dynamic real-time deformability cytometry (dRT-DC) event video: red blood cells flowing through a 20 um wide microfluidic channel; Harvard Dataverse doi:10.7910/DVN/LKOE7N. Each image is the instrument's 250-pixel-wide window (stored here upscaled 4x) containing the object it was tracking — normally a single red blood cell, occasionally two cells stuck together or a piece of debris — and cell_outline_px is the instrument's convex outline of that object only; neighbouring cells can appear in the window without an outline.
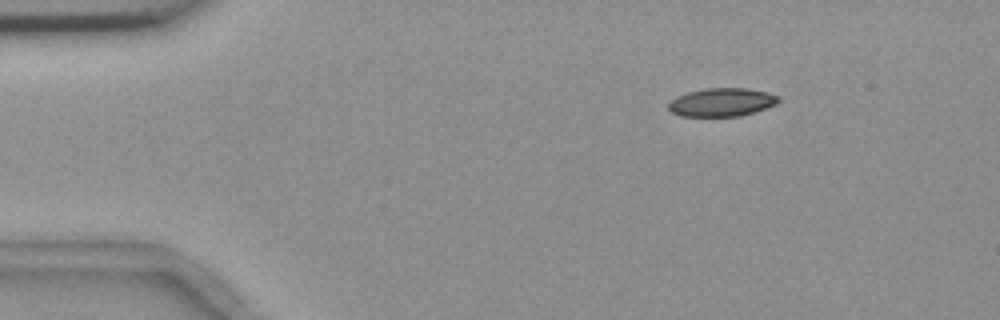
{"species": "common noctule bat (a hibernating species)", "species_latin": "Nyctalus noctula", "temperature_condition": "room temperature", "stored_images_in_passage": 4, "camera_frame_rate_fps": 3000, "um_per_image_px": 0.085, "animal": {"sex": "female", "body_mass_g": 18.4}, "frame": {"image": 1, "passage_image": 1, "time_ms": 0.0, "image_size_px": [1000, 320], "cell_outline_px": [[780, 100], [776, 104], [740, 116], [680, 116], [672, 112], [668, 108], [668, 104], [676, 96], [688, 92], [704, 88], [748, 88], [768, 92], [780, 96]], "centroid_in_image_um": [61.35, 8.68], "position_along_channel_um": 23.7, "area_um2": 18.15}}
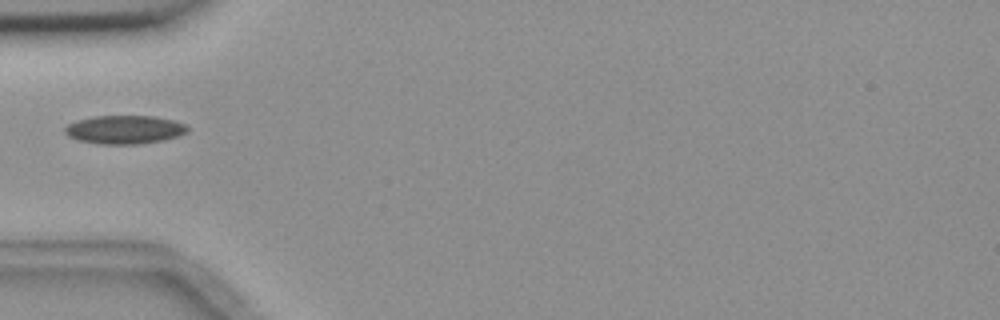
{"frame": {"image": 2, "passage_image": 4, "time_ms": 3.333, "image_size_px": [1000, 320], "cell_outline_px": [[188, 132], [164, 140], [140, 144], [96, 144], [76, 140], [68, 136], [64, 132], [64, 128], [68, 124], [76, 120], [92, 116], [156, 116], [188, 124]], "centroid_in_image_um": [10.57, 11.02], "position_along_channel_um": 74.4, "area_um2": 20.63}}